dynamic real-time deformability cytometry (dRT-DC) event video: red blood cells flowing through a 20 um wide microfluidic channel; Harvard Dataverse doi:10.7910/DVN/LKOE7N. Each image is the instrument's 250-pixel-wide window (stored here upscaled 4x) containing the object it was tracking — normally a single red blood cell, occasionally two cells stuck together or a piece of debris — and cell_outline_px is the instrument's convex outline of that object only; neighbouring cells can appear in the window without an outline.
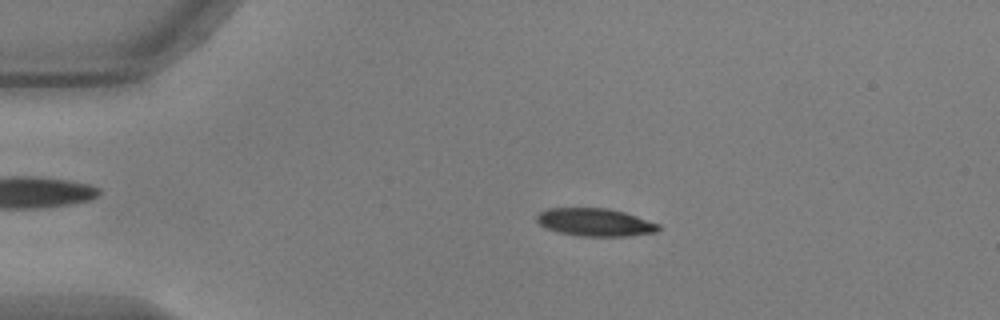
{"species": "common noctule bat (a hibernating species)", "species_latin": "Nyctalus noctula", "temperature_condition": "warm", "stored_images_in_passage": 54, "camera_frame_rate_fps": 3000, "um_per_image_px": 0.085, "animal": {"sex": "male", "body_mass_g": 17.9, "forearm_length_mm": 54.2}, "frame": {"image": 1, "passage_image": 11, "time_ms": 3.333, "image_size_px": [1000, 320], "cell_outline_px": [[660, 228], [656, 232], [628, 236], [580, 236], [560, 232], [548, 228], [540, 224], [536, 220], [536, 216], [540, 212], [548, 208], [608, 208], [624, 212], [660, 224]], "centroid_in_image_um": [50.6, 18.89], "position_along_channel_um": 34.4, "area_um2": 19.59}}
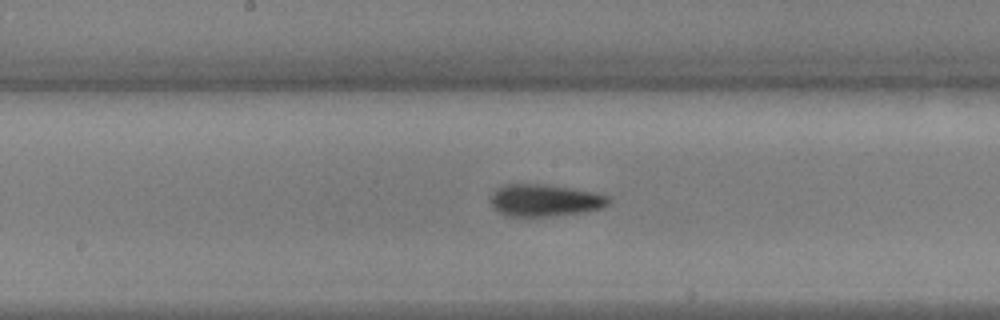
{"frame": {"image": 2, "passage_image": 28, "time_ms": 9.0, "image_size_px": [1000, 320], "cell_outline_px": [[608, 204], [604, 208], [588, 212], [552, 216], [504, 216], [492, 208], [488, 200], [496, 188], [504, 184], [544, 184], [596, 192], [608, 196]], "centroid_in_image_um": [46.27, 17.04], "position_along_channel_um": 201.9, "area_um2": 22.48}}
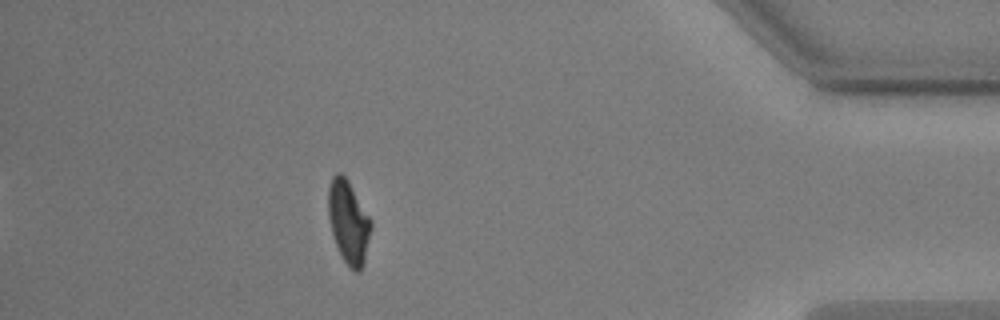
{"frame": {"image": 3, "passage_image": 48, "time_ms": 15.667, "image_size_px": [1000, 320], "cell_outline_px": [[372, 228], [364, 264], [360, 272], [356, 272], [340, 256], [332, 232], [328, 216], [328, 188], [332, 176], [336, 172], [340, 172], [348, 180], [372, 220]], "centroid_in_image_um": [29.63, 18.86], "position_along_channel_um": 405.6, "area_um2": 20.81}, "authors_computed_cell_mechanics": {"area_um2": 21.1837, "velocity_mm_per_s": 3.7237, "shape_relaxation_time_tau1_ms": 5.6422, "shape_relaxation_time_tau2_ms": 2.4228, "deformation_change_tau1": 0.1955, "deformation_change_tau2": 0.0886}}